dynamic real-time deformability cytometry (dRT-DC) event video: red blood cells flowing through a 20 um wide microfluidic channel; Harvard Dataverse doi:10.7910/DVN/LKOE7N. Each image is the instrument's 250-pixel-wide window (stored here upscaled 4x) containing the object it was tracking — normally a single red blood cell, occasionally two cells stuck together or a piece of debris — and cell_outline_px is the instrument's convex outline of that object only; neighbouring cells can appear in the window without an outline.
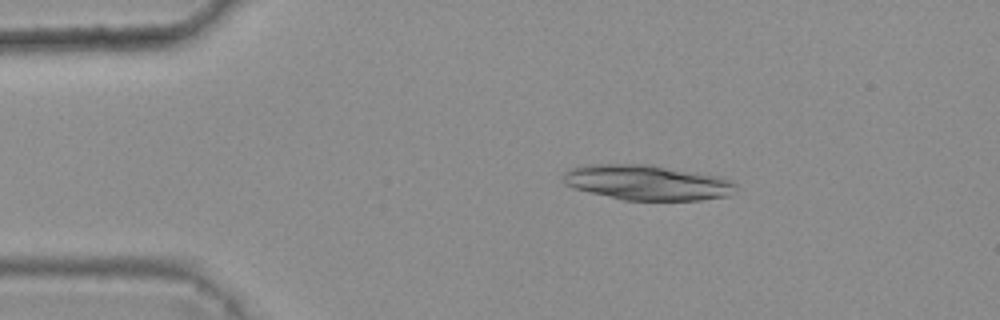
{"species": "common noctule bat (a hibernating species)", "species_latin": "Nyctalus noctula", "temperature_condition": "warm", "stored_images_in_passage": 5, "camera_frame_rate_fps": 3000, "um_per_image_px": 0.085, "animal": {"sex": "female", "body_mass_g": 25.1}, "frame": {"image": 1, "passage_image": 3, "time_ms": 0.667, "image_size_px": [1000, 320], "cell_outline_px": [[736, 184], [728, 196], [700, 200], [624, 200], [588, 192], [564, 184], [564, 172], [572, 168], [588, 164], [648, 164], [724, 176], [732, 180]], "centroid_in_image_um": [55.04, 15.5], "position_along_channel_um": 30.0, "area_um2": 35.43}}